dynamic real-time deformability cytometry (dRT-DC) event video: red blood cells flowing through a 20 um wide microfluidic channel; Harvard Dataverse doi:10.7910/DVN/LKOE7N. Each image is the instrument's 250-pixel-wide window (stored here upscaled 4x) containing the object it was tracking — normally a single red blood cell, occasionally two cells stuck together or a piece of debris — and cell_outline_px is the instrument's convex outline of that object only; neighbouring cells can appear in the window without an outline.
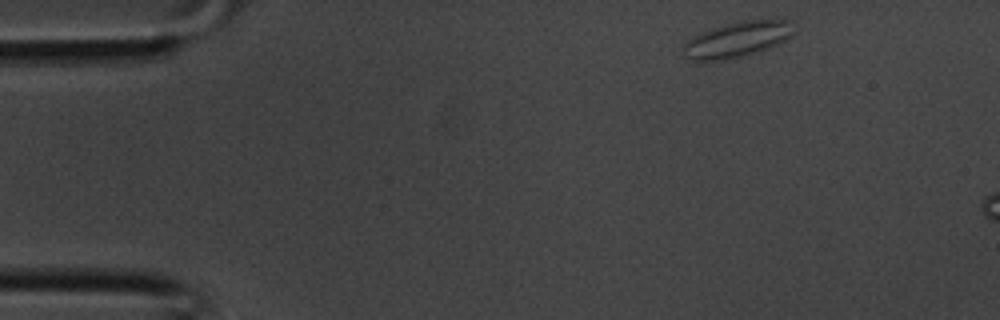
{"species": "common noctule bat (a hibernating species)", "species_latin": "Nyctalus noctula", "temperature_condition": "room temperature", "stored_images_in_passage": 7, "camera_frame_rate_fps": 3000, "um_per_image_px": 0.085, "animal": {"sex": "male", "body_mass_g": 20.1, "forearm_length_mm": 53.5}, "frame": {"image": 1, "passage_image": 1, "time_ms": 0.0, "image_size_px": [1000, 320], "cell_outline_px": [[796, 32], [792, 36], [776, 44], [756, 52], [740, 56], [716, 60], [692, 60], [684, 56], [680, 48], [688, 40], [700, 32], [712, 28], [744, 20], [792, 20]], "centroid_in_image_um": [62.66, 3.34], "position_along_channel_um": 22.3, "area_um2": 22.6}}